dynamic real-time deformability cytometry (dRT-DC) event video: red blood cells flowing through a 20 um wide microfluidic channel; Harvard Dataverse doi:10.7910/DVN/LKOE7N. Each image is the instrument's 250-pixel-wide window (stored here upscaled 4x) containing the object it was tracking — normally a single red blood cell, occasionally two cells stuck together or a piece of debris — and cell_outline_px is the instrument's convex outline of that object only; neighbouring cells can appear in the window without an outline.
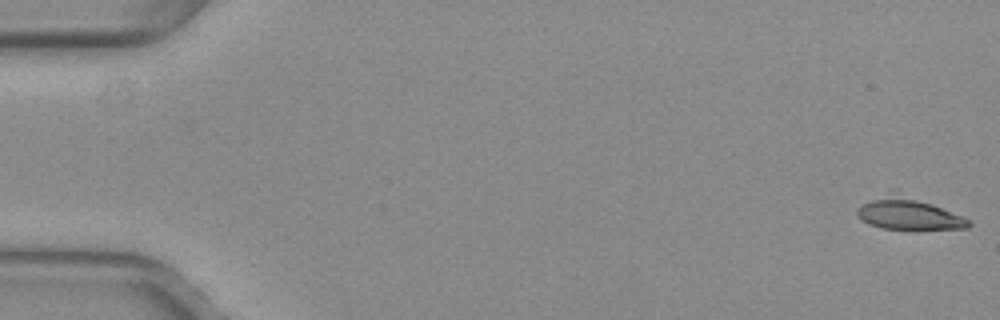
{"species": "common noctule bat (a hibernating species)", "species_latin": "Nyctalus noctula", "temperature_condition": "warm", "stored_images_in_passage": 48, "camera_frame_rate_fps": 3000, "um_per_image_px": 0.085, "animal": {"sex": "female", "body_mass_g": 29.2, "forearm_length_mm": 56.3}, "frame": {"image": 1, "passage_image": 1, "time_ms": 0.0, "image_size_px": [1000, 320], "cell_outline_px": [[972, 224], [968, 228], [880, 228], [868, 224], [856, 212], [856, 208], [888, 188], [896, 188], [960, 216], [968, 220]], "centroid_in_image_um": [77.11, 18.06], "position_along_channel_um": 7.9, "area_um2": 20.92}}
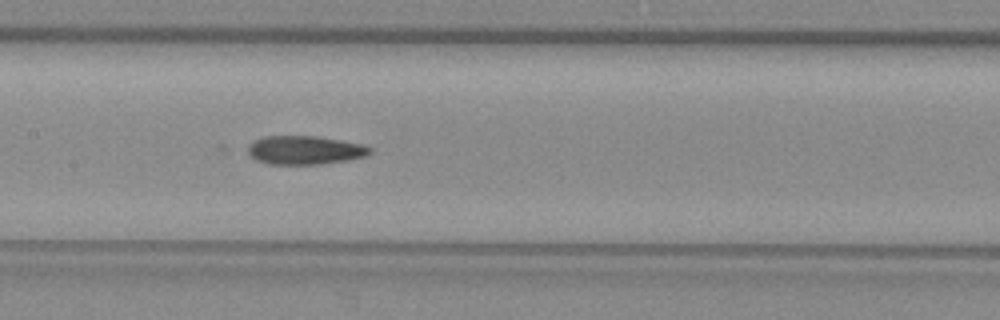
{"frame": {"image": 2, "passage_image": 26, "time_ms": 8.333, "image_size_px": [1000, 320], "cell_outline_px": [[372, 152], [364, 156], [348, 160], [320, 164], [268, 164], [256, 160], [248, 152], [248, 144], [252, 140], [264, 136], [316, 136], [340, 140], [360, 144], [372, 148]], "centroid_in_image_um": [25.87, 12.75], "position_along_channel_um": 181.5, "area_um2": 20.35}}
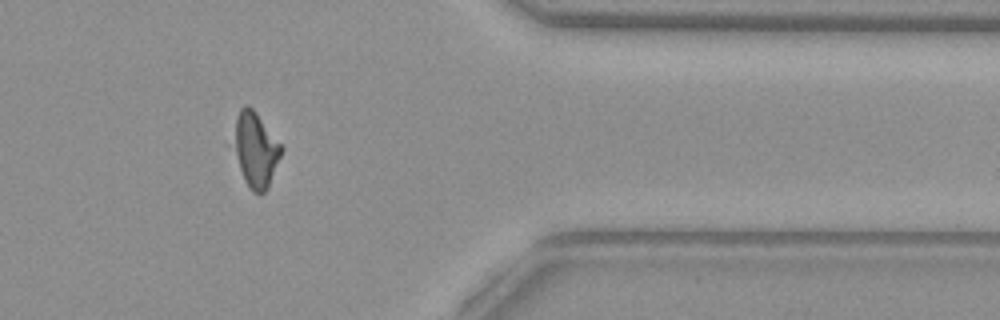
{"frame": {"image": 3, "passage_image": 43, "time_ms": 14.0, "image_size_px": [1000, 320], "cell_outline_px": [[284, 148], [268, 188], [264, 192], [252, 192], [248, 188], [244, 180], [240, 168], [236, 152], [236, 116], [240, 108], [244, 104], [248, 104], [256, 112]], "centroid_in_image_um": [21.77, 12.73], "position_along_channel_um": 389.6, "area_um2": 20.17}}